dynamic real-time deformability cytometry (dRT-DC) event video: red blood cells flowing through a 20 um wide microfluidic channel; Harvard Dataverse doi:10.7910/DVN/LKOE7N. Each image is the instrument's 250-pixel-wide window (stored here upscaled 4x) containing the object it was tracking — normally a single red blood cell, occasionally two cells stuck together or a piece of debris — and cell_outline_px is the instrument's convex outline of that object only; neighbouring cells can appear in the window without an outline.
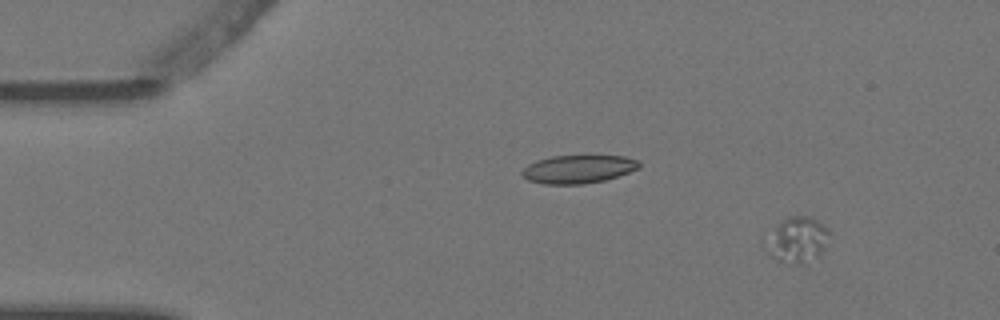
{"species": "Egyptian fruit bat (a non-hibernating species)", "species_latin": "Rousettus aegyptiacus", "temperature_condition": "warm", "stored_images_in_passage": 5, "camera_frame_rate_fps": 3000, "um_per_image_px": 0.085, "animal": {"sex": "female"}, "frame": {"image": 1, "passage_image": 2, "time_ms": 0.333, "image_size_px": [1000, 320], "cell_outline_px": [[828, 232], [824, 252], [820, 260], [808, 264], [796, 264], [776, 260], [764, 248], [760, 240], [788, 216], [808, 216], [816, 220], [828, 228]], "centroid_in_image_um": [67.73, 20.44], "position_along_channel_um": 17.3, "area_um2": 17.57}}
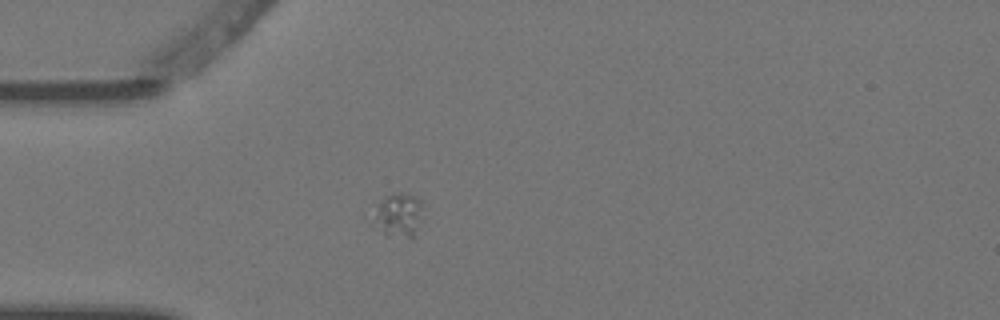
{"frame": {"image": 2, "passage_image": 4, "time_ms": 1.0, "image_size_px": [1000, 320], "cell_outline_px": [[420, 208], [416, 236], [412, 240], [388, 236], [384, 232], [376, 216], [384, 196], [392, 192], [400, 192], [416, 196], [420, 204]], "centroid_in_image_um": [33.96, 18.3], "position_along_channel_um": 51.0, "area_um2": 11.85}}